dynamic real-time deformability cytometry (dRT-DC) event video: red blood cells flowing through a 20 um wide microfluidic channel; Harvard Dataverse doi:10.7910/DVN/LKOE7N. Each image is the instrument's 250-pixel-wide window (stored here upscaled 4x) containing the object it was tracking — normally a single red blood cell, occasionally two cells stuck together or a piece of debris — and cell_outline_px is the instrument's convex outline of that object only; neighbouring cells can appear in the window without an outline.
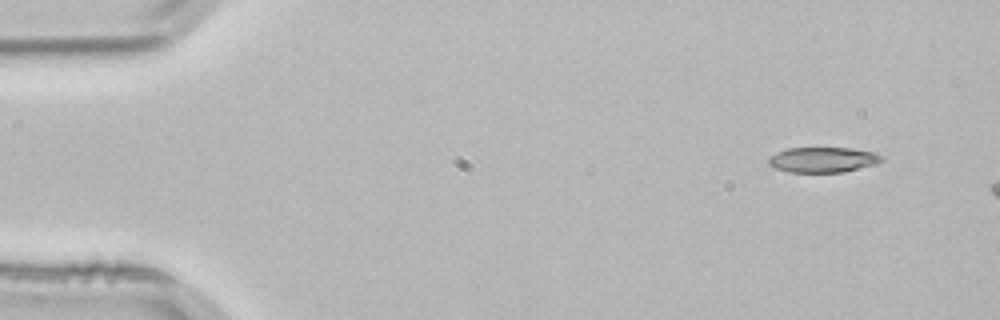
{"species": "common noctule bat (a hibernating species)", "species_latin": "Nyctalus noctula", "temperature_condition": "room temperature", "stored_images_in_passage": 3, "camera_frame_rate_fps": 3000, "um_per_image_px": 0.085, "animal": {"sex": "male", "body_mass_g": 21.5, "forearm_length_mm": 52.0}, "frame": {"image": 1, "passage_image": 1, "time_ms": 0.0, "image_size_px": [1000, 320], "cell_outline_px": [[884, 160], [876, 164], [844, 172], [788, 172], [776, 168], [768, 164], [768, 156], [776, 152], [788, 148], [852, 148], [872, 152], [884, 156]], "centroid_in_image_um": [69.94, 13.57], "position_along_channel_um": 15.1, "area_um2": 16.76}}